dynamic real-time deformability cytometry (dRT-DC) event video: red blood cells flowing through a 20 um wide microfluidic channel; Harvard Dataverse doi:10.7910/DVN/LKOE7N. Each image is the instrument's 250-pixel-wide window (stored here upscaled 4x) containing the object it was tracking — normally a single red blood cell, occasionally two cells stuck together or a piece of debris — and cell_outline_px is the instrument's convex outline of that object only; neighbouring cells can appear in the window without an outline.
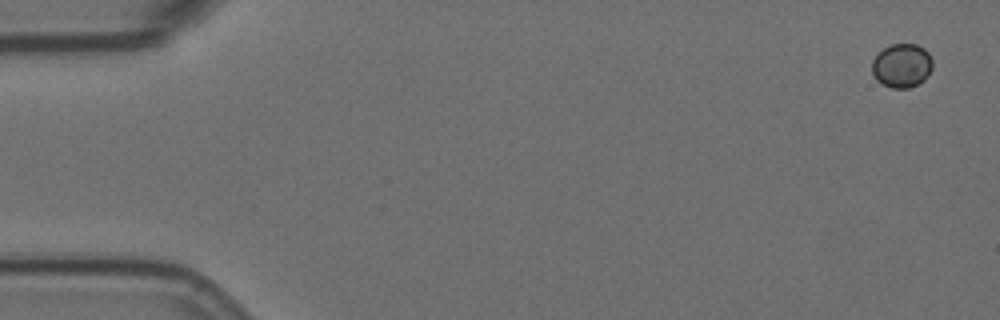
{"species": "Egyptian fruit bat (a non-hibernating species)", "species_latin": "Rousettus aegyptiacus", "temperature_condition": "room temperature", "stored_images_in_passage": 4, "camera_frame_rate_fps": 3000, "um_per_image_px": 0.085, "animal": {"sex": "female"}, "frame": {"image": 1, "passage_image": 1, "time_ms": 0.0, "image_size_px": [1000, 320], "cell_outline_px": [[932, 68], [928, 76], [924, 80], [908, 88], [892, 88], [876, 80], [872, 72], [872, 60], [884, 48], [892, 44], [916, 44], [924, 48], [928, 52], [932, 60]], "centroid_in_image_um": [76.66, 5.57], "position_along_channel_um": 8.3, "area_um2": 15.43}}